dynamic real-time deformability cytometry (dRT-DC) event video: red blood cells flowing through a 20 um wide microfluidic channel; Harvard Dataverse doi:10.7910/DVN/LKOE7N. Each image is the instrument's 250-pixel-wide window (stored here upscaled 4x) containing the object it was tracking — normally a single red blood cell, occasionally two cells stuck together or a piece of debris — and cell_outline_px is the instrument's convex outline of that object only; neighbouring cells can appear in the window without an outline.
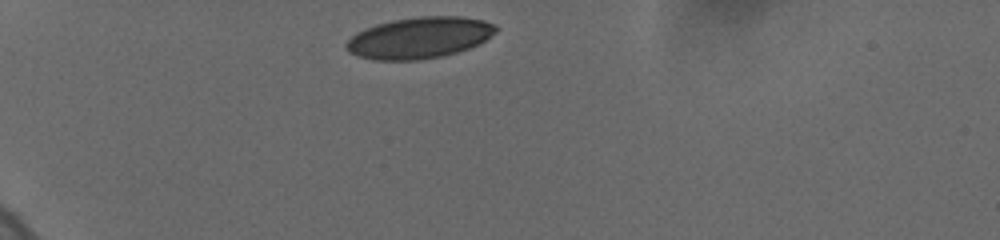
{"species": "human", "species_latin": "Homo sapiens", "temperature_condition": "cold", "stored_images_in_passage": 9, "camera_frame_rate_fps": 3000, "um_per_image_px": 0.085, "donor": {"sex": "female"}, "frame": {"image": 1, "passage_image": 1, "time_ms": 0.0, "image_size_px": [1000, 240], "cell_outline_px": [[500, 28], [496, 32], [480, 44], [456, 52], [440, 56], [420, 60], [372, 60], [356, 56], [348, 52], [344, 48], [344, 44], [356, 32], [364, 28], [376, 24], [392, 20], [420, 16], [460, 16], [484, 20], [496, 24]], "centroid_in_image_um": [35.63, 3.2], "position_along_channel_um": 49.4, "area_um2": 36.41}}
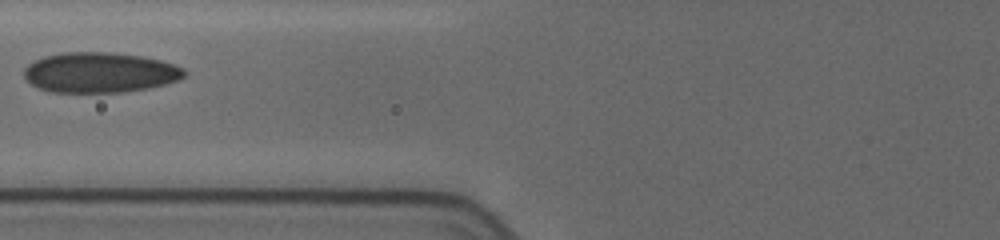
{"frame": {"image": 2, "passage_image": 6, "time_ms": 3.0, "image_size_px": [1000, 240], "cell_outline_px": [[188, 72], [184, 76], [176, 80], [164, 84], [148, 88], [120, 92], [52, 92], [40, 88], [32, 84], [24, 76], [24, 68], [28, 64], [44, 56], [64, 52], [116, 52], [140, 56], [160, 60], [184, 68]], "centroid_in_image_um": [8.48, 6.15], "position_along_channel_um": 117.3, "area_um2": 37.45}}
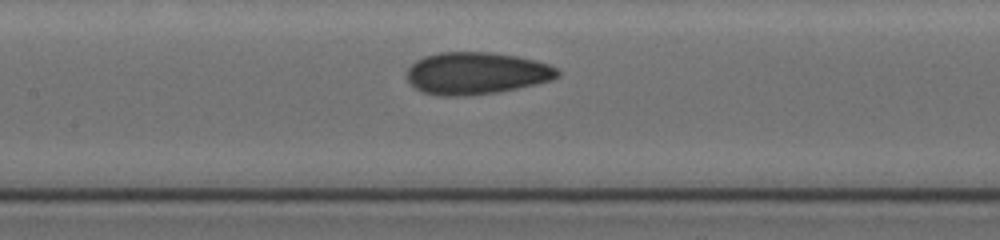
{"frame": {"image": 3, "passage_image": 8, "time_ms": 4.333, "image_size_px": [1000, 240], "cell_outline_px": [[560, 76], [552, 80], [536, 84], [500, 92], [464, 96], [440, 96], [420, 92], [408, 80], [408, 68], [416, 60], [424, 56], [440, 52], [492, 52], [516, 56], [536, 60], [560, 68]], "centroid_in_image_um": [40.53, 6.23], "position_along_channel_um": 166.9, "area_um2": 37.34}}